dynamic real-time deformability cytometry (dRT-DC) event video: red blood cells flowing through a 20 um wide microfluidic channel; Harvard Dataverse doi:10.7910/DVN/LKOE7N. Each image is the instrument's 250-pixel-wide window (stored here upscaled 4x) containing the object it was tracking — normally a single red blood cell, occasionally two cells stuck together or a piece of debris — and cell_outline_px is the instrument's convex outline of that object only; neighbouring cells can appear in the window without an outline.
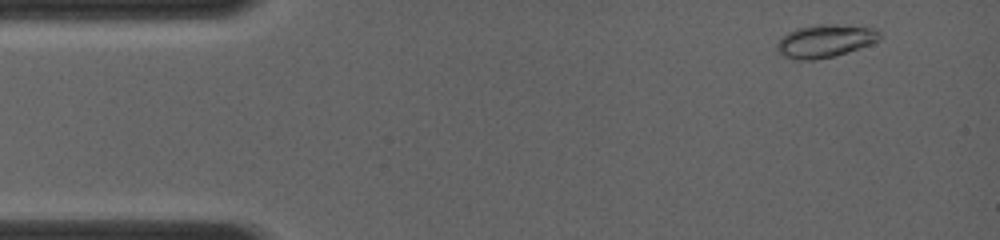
{"species": "common noctule bat (a hibernating species)", "species_latin": "Nyctalus noctula", "temperature_condition": "room temperature", "stored_images_in_passage": 31, "camera_frame_rate_fps": 4000, "um_per_image_px": 0.085, "animal": {"sex": "female", "body_mass_g": 19.0, "forearm_length_mm": 56.7}, "frame": {"image": 1, "passage_image": 3, "time_ms": 0.75, "image_size_px": [1000, 240], "cell_outline_px": [[880, 40], [872, 44], [836, 56], [812, 60], [796, 60], [780, 56], [776, 52], [776, 44], [788, 32], [796, 28], [816, 24], [836, 24], [872, 28], [880, 32]], "centroid_in_image_um": [70.1, 3.5], "position_along_channel_um": 14.9, "area_um2": 19.94}}
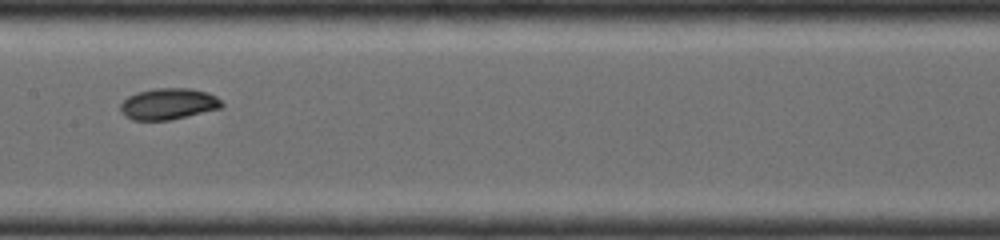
{"frame": {"image": 2, "passage_image": 19, "time_ms": 6.75, "image_size_px": [1000, 240], "cell_outline_px": [[224, 104], [220, 108], [168, 120], [132, 120], [124, 116], [120, 108], [120, 104], [128, 96], [136, 92], [156, 88], [192, 88], [208, 92], [216, 96]], "centroid_in_image_um": [14.29, 8.82], "position_along_channel_um": 193.1, "area_um2": 18.44}}
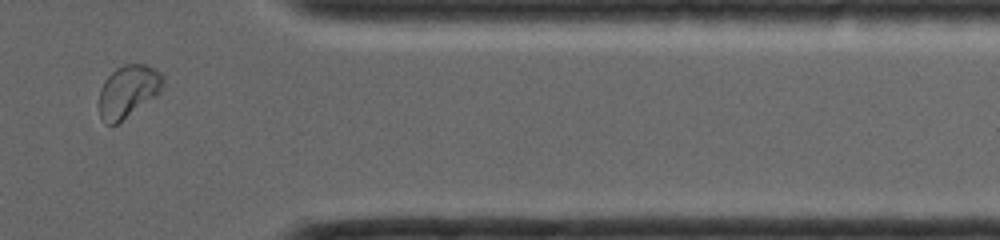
{"frame": {"image": 3, "passage_image": 28, "time_ms": 11.5, "image_size_px": [1000, 240], "cell_outline_px": [[164, 80], [160, 92], [156, 96], [116, 124], [104, 124], [100, 116], [100, 88], [104, 80], [116, 68], [124, 64], [144, 64], [156, 68], [164, 76]], "centroid_in_image_um": [10.9, 7.73], "position_along_channel_um": 400.5, "area_um2": 19.42}}